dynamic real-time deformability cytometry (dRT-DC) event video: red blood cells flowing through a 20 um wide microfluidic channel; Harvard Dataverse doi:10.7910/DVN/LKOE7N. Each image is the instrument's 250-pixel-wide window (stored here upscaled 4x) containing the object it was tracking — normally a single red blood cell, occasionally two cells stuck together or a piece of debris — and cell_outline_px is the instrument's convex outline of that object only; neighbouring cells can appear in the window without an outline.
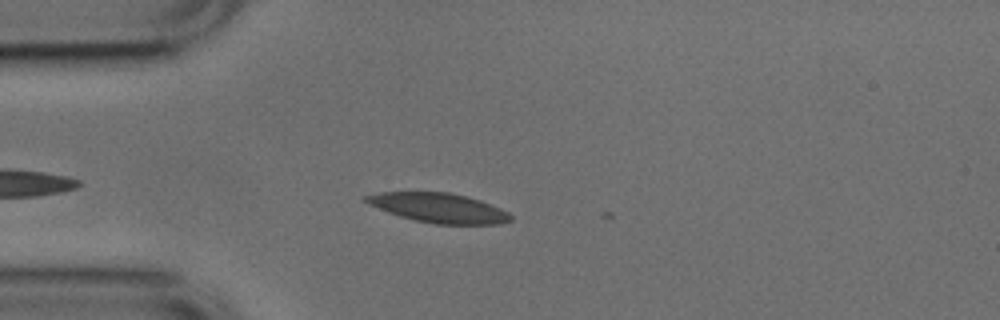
{"species": "common noctule bat (a hibernating species)", "species_latin": "Nyctalus noctula", "temperature_condition": "cold", "stored_images_in_passage": 6, "camera_frame_rate_fps": 3000, "um_per_image_px": 0.085, "animal": {"sex": "male", "body_mass_g": 17.9, "forearm_length_mm": 54.2}, "frame": {"image": 1, "passage_image": 4, "time_ms": 1.0, "image_size_px": [1000, 320], "cell_outline_px": [[512, 220], [500, 224], [436, 224], [416, 220], [400, 216], [388, 212], [368, 204], [360, 200], [364, 196], [380, 192], [448, 192], [480, 200], [500, 208], [508, 212], [512, 216]], "centroid_in_image_um": [37.27, 17.67], "position_along_channel_um": 47.7, "area_um2": 24.8}}